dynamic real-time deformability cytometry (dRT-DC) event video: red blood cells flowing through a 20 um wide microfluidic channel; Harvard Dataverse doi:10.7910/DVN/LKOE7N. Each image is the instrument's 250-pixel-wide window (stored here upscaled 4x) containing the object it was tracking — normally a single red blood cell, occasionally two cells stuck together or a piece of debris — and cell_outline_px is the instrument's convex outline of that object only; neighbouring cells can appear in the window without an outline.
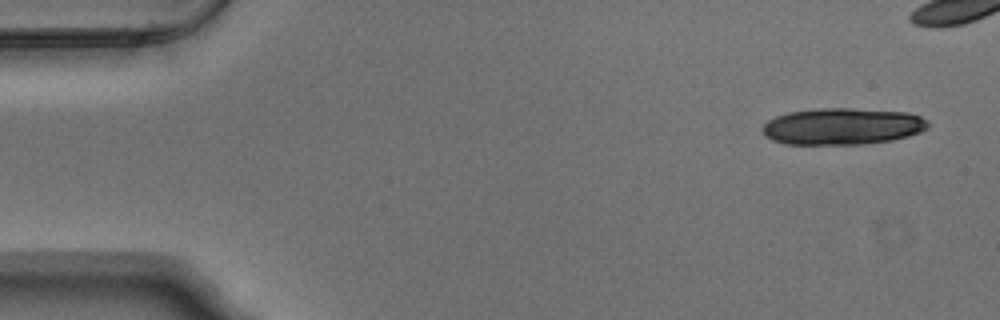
{"species": "Egyptian fruit bat (a non-hibernating species)", "species_latin": "Rousettus aegyptiacus", "temperature_condition": "warm", "stored_images_in_passage": 9, "camera_frame_rate_fps": 3000, "um_per_image_px": 0.085, "animal": {"sex": "male"}, "frame": {"image": 1, "passage_image": 1, "time_ms": 0.0, "image_size_px": [1000, 320], "cell_outline_px": [[928, 128], [920, 132], [908, 136], [892, 140], [860, 144], [784, 144], [772, 140], [764, 136], [760, 128], [768, 120], [776, 116], [788, 112], [816, 108], [852, 108], [908, 112], [920, 116], [928, 120]], "centroid_in_image_um": [71.58, 10.73], "position_along_channel_um": 13.4, "area_um2": 35.66}}
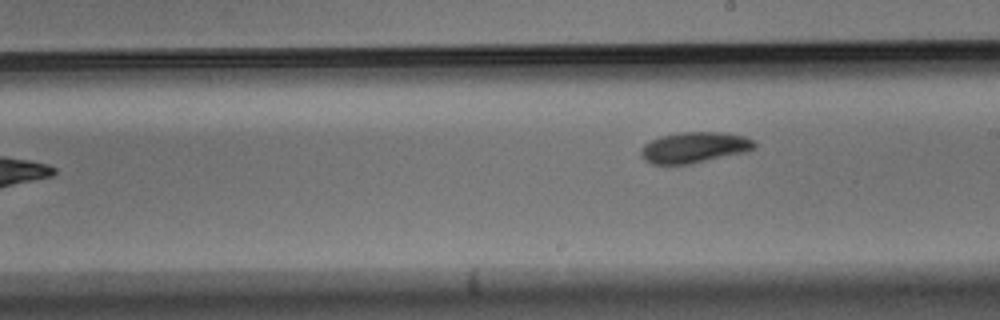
{"frame": {"image": 2, "passage_image": 9, "time_ms": 2.667, "image_size_px": [1000, 320], "cell_outline_px": [[756, 148], [748, 152], [692, 164], [652, 164], [644, 160], [640, 156], [640, 148], [644, 144], [660, 136], [680, 132], [724, 132], [744, 136], [752, 140], [756, 144]], "centroid_in_image_um": [59.03, 12.54], "position_along_channel_um": 230.0, "area_um2": 20.75}}